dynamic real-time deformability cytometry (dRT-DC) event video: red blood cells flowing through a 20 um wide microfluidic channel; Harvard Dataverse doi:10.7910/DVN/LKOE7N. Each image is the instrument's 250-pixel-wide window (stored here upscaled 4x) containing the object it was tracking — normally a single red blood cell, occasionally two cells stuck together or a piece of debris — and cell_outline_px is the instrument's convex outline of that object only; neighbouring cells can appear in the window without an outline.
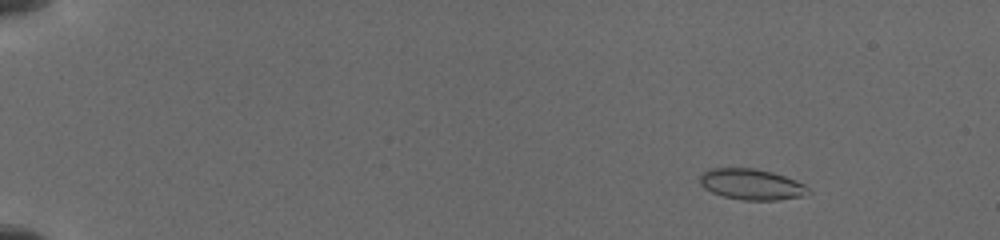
{"species": "common noctule bat (a hibernating species)", "species_latin": "Nyctalus noctula", "temperature_condition": "cold", "stored_images_in_passage": 24, "camera_frame_rate_fps": 3000, "um_per_image_px": 0.085, "animal": {"sex": "female", "body_mass_g": 19.5, "forearm_length_mm": 54.1}, "frame": {"image": 1, "passage_image": 7, "time_ms": 2.333, "image_size_px": [1000, 240], "cell_outline_px": [[812, 192], [800, 196], [776, 200], [740, 200], [724, 196], [712, 192], [704, 188], [700, 184], [700, 176], [708, 168], [756, 168], [772, 172], [784, 176], [804, 184]], "centroid_in_image_um": [63.85, 15.66], "position_along_channel_um": 21.1, "area_um2": 19.42}}
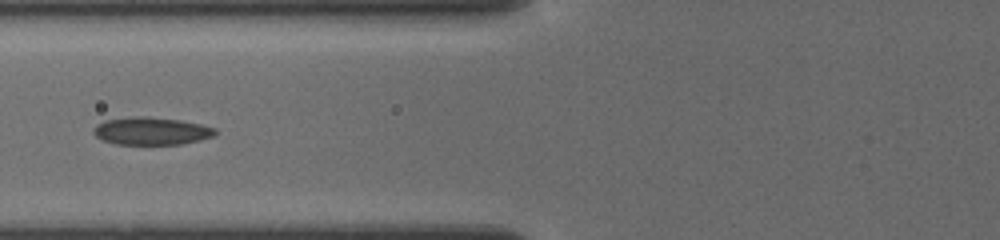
{"frame": {"image": 2, "passage_image": 20, "time_ms": 8.0, "image_size_px": [1000, 240], "cell_outline_px": [[216, 132], [212, 136], [200, 140], [180, 144], [116, 144], [100, 140], [92, 132], [96, 124], [104, 120], [132, 116], [148, 116], [180, 120], [200, 124], [216, 128]], "centroid_in_image_um": [12.81, 11.13], "position_along_channel_um": 113.0, "area_um2": 19.71}}
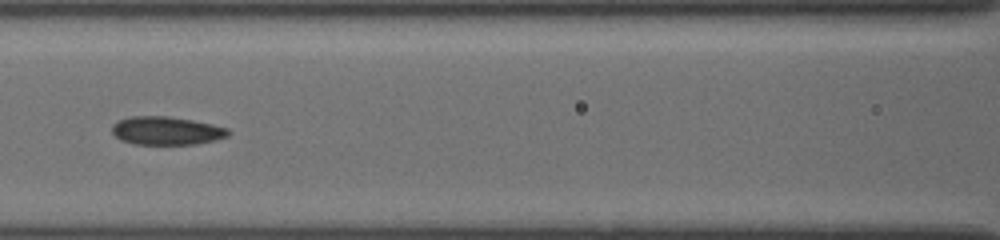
{"frame": {"image": 3, "passage_image": 22, "time_ms": 9.0, "image_size_px": [1000, 240], "cell_outline_px": [[232, 132], [228, 136], [216, 140], [196, 144], [132, 144], [120, 140], [112, 132], [112, 124], [116, 120], [128, 116], [168, 116], [192, 120], [212, 124], [228, 128]], "centroid_in_image_um": [14.13, 11.1], "position_along_channel_um": 152.5, "area_um2": 19.42}}